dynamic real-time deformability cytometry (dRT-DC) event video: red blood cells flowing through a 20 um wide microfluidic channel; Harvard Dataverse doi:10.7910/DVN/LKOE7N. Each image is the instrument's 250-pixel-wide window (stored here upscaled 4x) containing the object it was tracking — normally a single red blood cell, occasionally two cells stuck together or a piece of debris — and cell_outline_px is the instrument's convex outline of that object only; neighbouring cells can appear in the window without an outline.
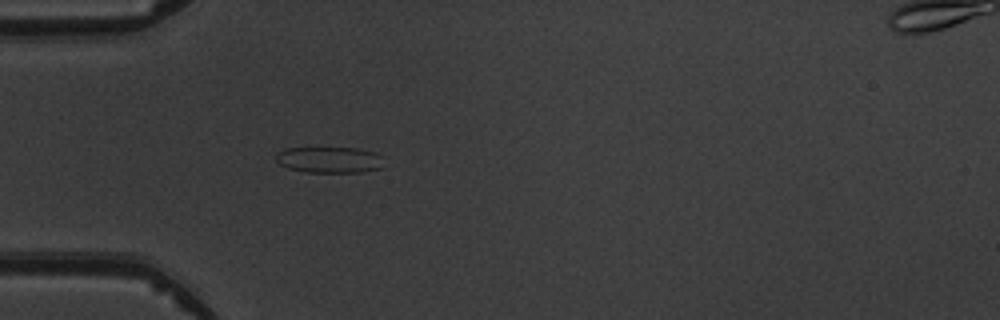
{"species": "common noctule bat (a hibernating species)", "species_latin": "Nyctalus noctula", "temperature_condition": "warm", "stored_images_in_passage": 3, "camera_frame_rate_fps": 3000, "um_per_image_px": 0.085, "animal": {"sex": "male", "body_mass_g": 19.5, "forearm_length_mm": 54.6}, "frame": {"image": 1, "passage_image": 3, "time_ms": 3.333, "image_size_px": [1000, 320], "cell_outline_px": [[384, 168], [360, 172], [308, 172], [288, 168], [280, 164], [276, 160], [276, 152], [284, 148], [356, 148], [376, 152], [384, 156]], "centroid_in_image_um": [28.06, 13.58], "position_along_channel_um": 56.9, "area_um2": 16.7}}